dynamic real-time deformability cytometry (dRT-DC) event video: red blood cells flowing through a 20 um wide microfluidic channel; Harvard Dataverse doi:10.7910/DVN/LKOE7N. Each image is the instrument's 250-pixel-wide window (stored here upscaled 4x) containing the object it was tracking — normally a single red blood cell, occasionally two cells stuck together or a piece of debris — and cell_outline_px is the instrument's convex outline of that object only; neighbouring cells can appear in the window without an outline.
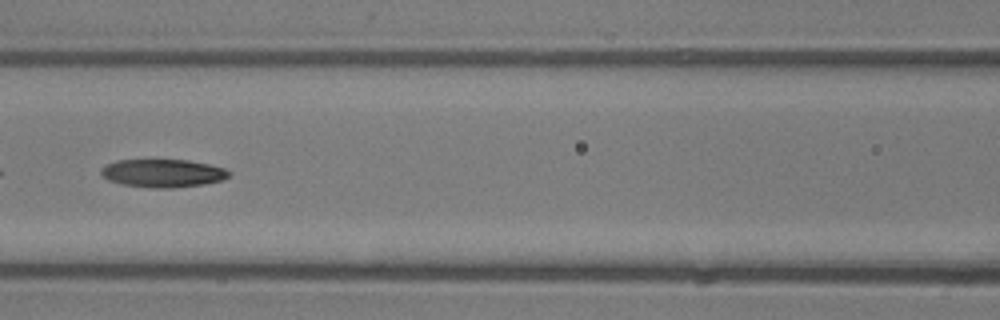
{"species": "common noctule bat (a hibernating species)", "species_latin": "Nyctalus noctula", "temperature_condition": "room temperature", "stored_images_in_passage": 48, "camera_frame_rate_fps": 3000, "um_per_image_px": 0.085, "animal": {"sex": "male", "body_mass_g": 13.3}, "frame": {"image": 1, "passage_image": 21, "time_ms": 6.667, "image_size_px": [1000, 320], "cell_outline_px": [[232, 172], [228, 176], [220, 180], [204, 184], [172, 188], [152, 188], [124, 184], [108, 180], [100, 172], [100, 168], [116, 160], [188, 160], [208, 164], [224, 168]], "centroid_in_image_um": [13.84, 14.72], "position_along_channel_um": 152.8, "area_um2": 20.75}}
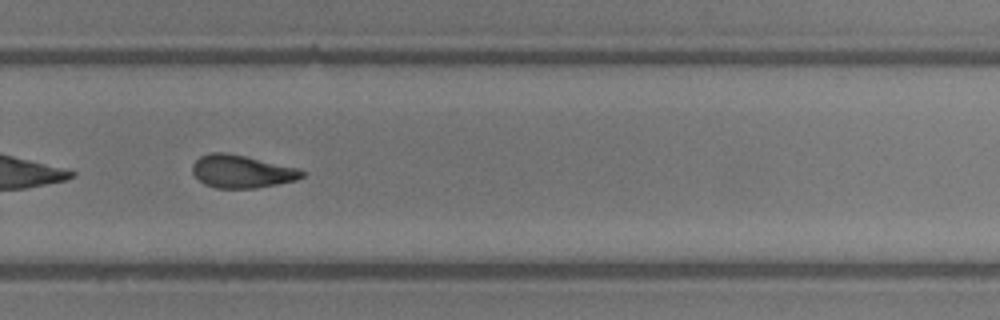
{"frame": {"image": 2, "passage_image": 32, "time_ms": 10.333, "image_size_px": [1000, 320], "cell_outline_px": [[308, 172], [304, 176], [296, 180], [256, 188], [216, 188], [204, 184], [192, 172], [192, 164], [200, 156], [212, 152], [228, 152], [300, 168]], "centroid_in_image_um": [20.58, 14.56], "position_along_channel_um": 309.2, "area_um2": 21.15}}
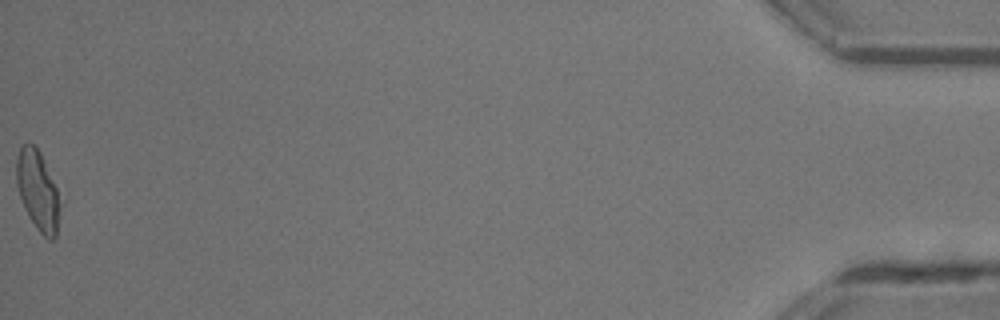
{"frame": {"image": 3, "passage_image": 48, "time_ms": 15.667, "image_size_px": [1000, 320], "cell_outline_px": [[64, 204], [56, 236], [52, 240], [48, 240], [36, 228], [28, 216], [24, 208], [16, 184], [16, 160], [20, 148], [28, 140], [40, 152], [64, 200]], "centroid_in_image_um": [3.28, 16.24], "position_along_channel_um": 431.9, "area_um2": 21.15}, "authors_computed_cell_mechanics": {"area_um2": 21.7039, "velocity_mm_per_s": 4.2894, "shape_relaxation_time_tau1_ms": 6.18, "shape_relaxation_time_tau2_ms": 3.4172, "deformation_change_tau1": 0.1989, "deformation_change_tau2": 0.1229}}